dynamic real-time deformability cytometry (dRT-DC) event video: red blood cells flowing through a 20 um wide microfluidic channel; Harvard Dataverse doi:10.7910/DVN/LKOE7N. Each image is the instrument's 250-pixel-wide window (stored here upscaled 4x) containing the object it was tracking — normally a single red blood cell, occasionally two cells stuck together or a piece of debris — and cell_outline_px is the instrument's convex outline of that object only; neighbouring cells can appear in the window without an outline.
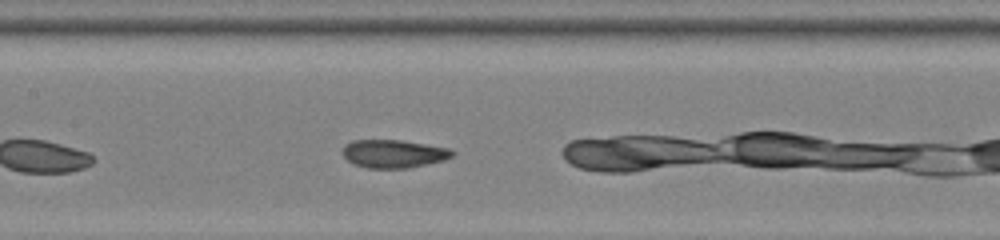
{"species": "common noctule bat (a hibernating species)", "species_latin": "Nyctalus noctula", "temperature_condition": "room temperature", "stored_images_in_passage": 29, "camera_frame_rate_fps": 3000, "um_per_image_px": 0.085, "animal": {"sex": "female", "body_mass_g": 22.0, "forearm_length_mm": 56.7}, "frame": {"image": 1, "passage_image": 9, "time_ms": 2.667, "image_size_px": [1000, 240], "cell_outline_px": [[456, 152], [452, 156], [444, 160], [408, 168], [368, 168], [352, 164], [344, 156], [344, 144], [352, 140], [400, 140], [448, 148]], "centroid_in_image_um": [33.44, 13.07], "position_along_channel_um": 174.0, "area_um2": 17.86}}